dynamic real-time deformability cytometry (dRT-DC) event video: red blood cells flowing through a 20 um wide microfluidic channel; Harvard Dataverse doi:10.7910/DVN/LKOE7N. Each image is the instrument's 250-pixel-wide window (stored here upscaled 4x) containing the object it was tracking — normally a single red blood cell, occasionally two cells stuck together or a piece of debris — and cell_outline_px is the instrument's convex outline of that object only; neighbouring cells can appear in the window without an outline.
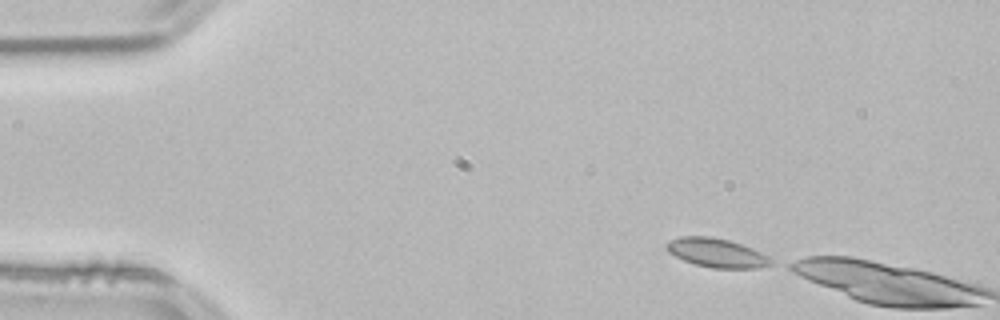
{"species": "common noctule bat (a hibernating species)", "species_latin": "Nyctalus noctula", "temperature_condition": "room temperature", "stored_images_in_passage": 2, "camera_frame_rate_fps": 3000, "um_per_image_px": 0.085, "animal": {"sex": "male", "body_mass_g": 21.5, "forearm_length_mm": 52.0}, "frame": {"image": 1, "passage_image": 1, "time_ms": 0.0, "image_size_px": [1000, 320], "cell_outline_px": [[780, 264], [760, 268], [712, 268], [696, 264], [684, 260], [668, 252], [664, 244], [668, 240], [680, 236], [712, 236], [728, 240], [752, 248], [768, 256]], "centroid_in_image_um": [60.96, 21.49], "position_along_channel_um": 24.0, "area_um2": 17.92}}